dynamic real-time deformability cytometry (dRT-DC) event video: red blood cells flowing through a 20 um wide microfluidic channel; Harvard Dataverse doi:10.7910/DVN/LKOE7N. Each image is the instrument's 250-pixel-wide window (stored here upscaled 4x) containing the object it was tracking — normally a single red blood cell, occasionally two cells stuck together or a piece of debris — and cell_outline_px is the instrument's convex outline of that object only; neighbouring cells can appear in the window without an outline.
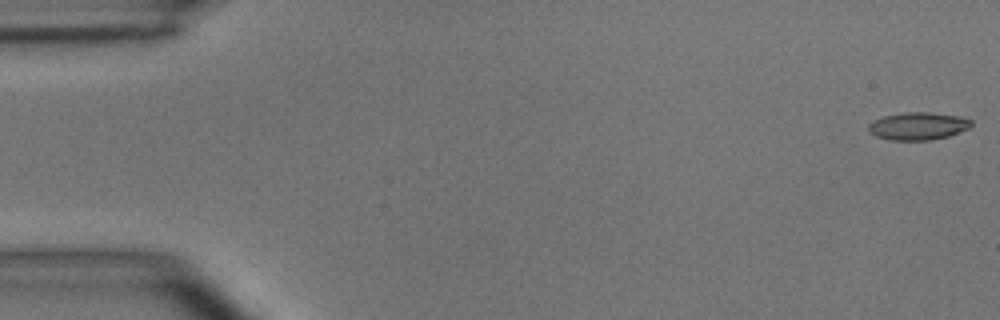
{"species": "common noctule bat (a hibernating species)", "species_latin": "Nyctalus noctula", "temperature_condition": "room temperature", "stored_images_in_passage": 49, "camera_frame_rate_fps": 3000, "um_per_image_px": 0.085, "animal": {"sex": "male", "body_mass_g": 15.6}, "frame": {"image": 1, "passage_image": 1, "time_ms": 0.0, "image_size_px": [1000, 320], "cell_outline_px": [[972, 124], [968, 128], [948, 136], [932, 140], [888, 140], [876, 136], [868, 128], [868, 124], [872, 120], [884, 116], [904, 112], [932, 112], [960, 116], [972, 120]], "centroid_in_image_um": [78.03, 10.71], "position_along_channel_um": 7.0, "area_um2": 16.59}}
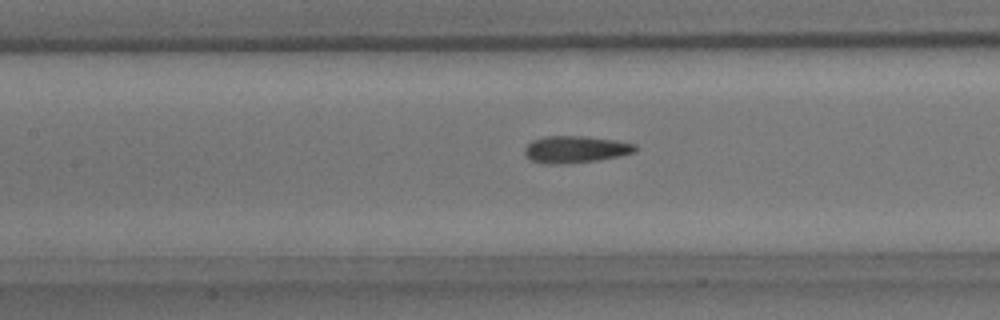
{"frame": {"image": 2, "passage_image": 22, "time_ms": 7.0, "image_size_px": [1000, 320], "cell_outline_px": [[636, 152], [620, 156], [596, 160], [564, 164], [544, 164], [532, 160], [524, 156], [524, 148], [532, 140], [544, 136], [584, 136], [616, 140], [636, 144]], "centroid_in_image_um": [48.89, 12.69], "position_along_channel_um": 158.5, "area_um2": 17.51}}
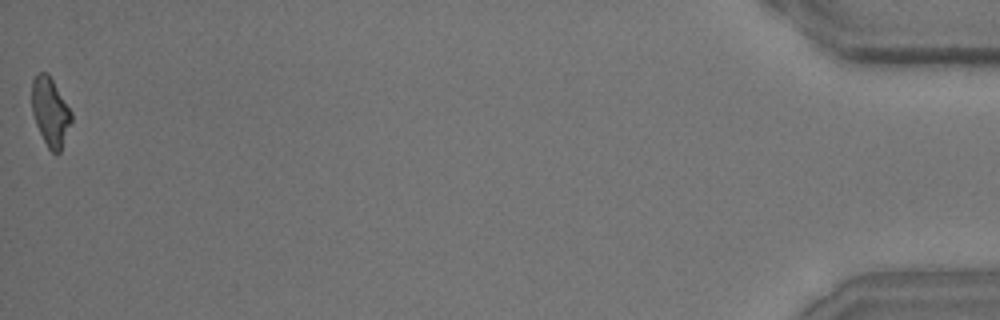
{"frame": {"image": 3, "passage_image": 49, "time_ms": 16.0, "image_size_px": [1000, 320], "cell_outline_px": [[72, 120], [60, 152], [56, 156], [48, 148], [36, 124], [32, 112], [32, 80], [40, 72], [48, 72], [72, 112]], "centroid_in_image_um": [4.28, 9.51], "position_along_channel_um": 430.9, "area_um2": 15.72}, "authors_computed_cell_mechanics": {"area_um2": 16.8776, "velocity_mm_per_s": 4.0822, "shape_relaxation_time_tau1_ms": 7.8507, "shape_relaxation_time_tau2_ms": 2.4169, "deformation_change_tau1": 0.2174, "deformation_change_tau2": 0.1084}}